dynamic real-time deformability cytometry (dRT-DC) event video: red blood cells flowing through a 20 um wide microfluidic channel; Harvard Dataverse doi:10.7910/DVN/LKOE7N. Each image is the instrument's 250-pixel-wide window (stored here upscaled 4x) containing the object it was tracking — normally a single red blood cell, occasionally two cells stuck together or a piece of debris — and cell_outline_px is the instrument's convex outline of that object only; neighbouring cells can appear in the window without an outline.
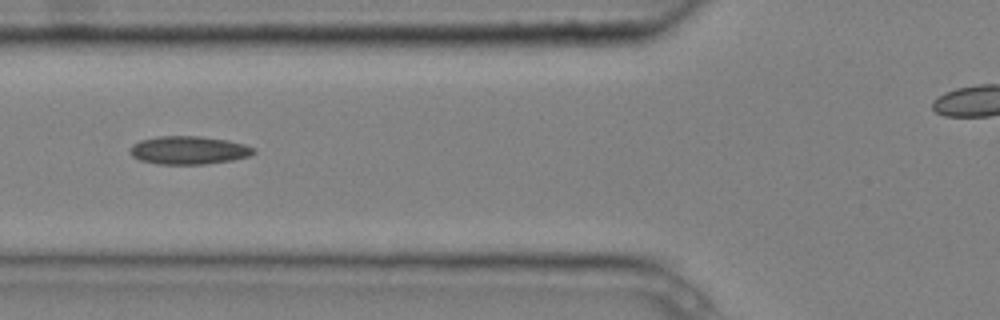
{"species": "common noctule bat (a hibernating species)", "species_latin": "Nyctalus noctula", "temperature_condition": "cold", "stored_images_in_passage": 12, "camera_frame_rate_fps": 3000, "um_per_image_px": 0.085, "animal": {"sex": "male", "body_mass_g": 20.4}, "frame": {"image": 1, "passage_image": 6, "time_ms": 1.667, "image_size_px": [1000, 320], "cell_outline_px": [[256, 152], [252, 156], [232, 160], [204, 164], [156, 164], [140, 160], [132, 156], [128, 152], [132, 144], [140, 140], [156, 136], [200, 136], [228, 140], [244, 144], [256, 148]], "centroid_in_image_um": [16.04, 12.76], "position_along_channel_um": 109.8, "area_um2": 20.58}}
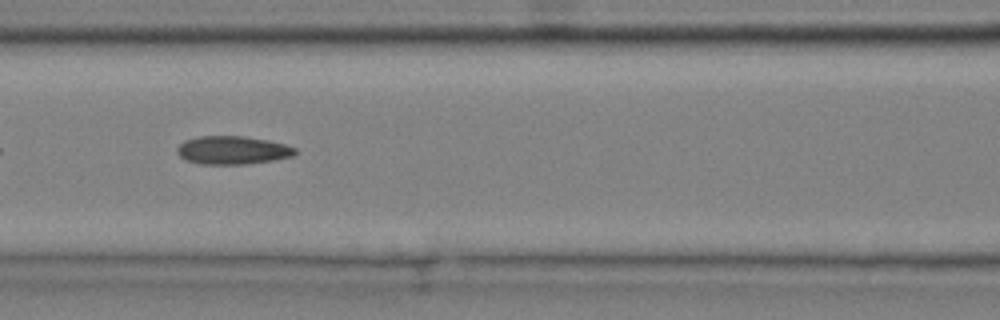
{"frame": {"image": 2, "passage_image": 7, "time_ms": 2.0, "image_size_px": [1000, 320], "cell_outline_px": [[296, 152], [292, 156], [272, 160], [248, 164], [200, 164], [188, 160], [180, 156], [176, 152], [176, 148], [184, 140], [200, 136], [244, 136], [268, 140], [284, 144], [296, 148]], "centroid_in_image_um": [19.75, 12.76], "position_along_channel_um": 146.9, "area_um2": 19.36}}